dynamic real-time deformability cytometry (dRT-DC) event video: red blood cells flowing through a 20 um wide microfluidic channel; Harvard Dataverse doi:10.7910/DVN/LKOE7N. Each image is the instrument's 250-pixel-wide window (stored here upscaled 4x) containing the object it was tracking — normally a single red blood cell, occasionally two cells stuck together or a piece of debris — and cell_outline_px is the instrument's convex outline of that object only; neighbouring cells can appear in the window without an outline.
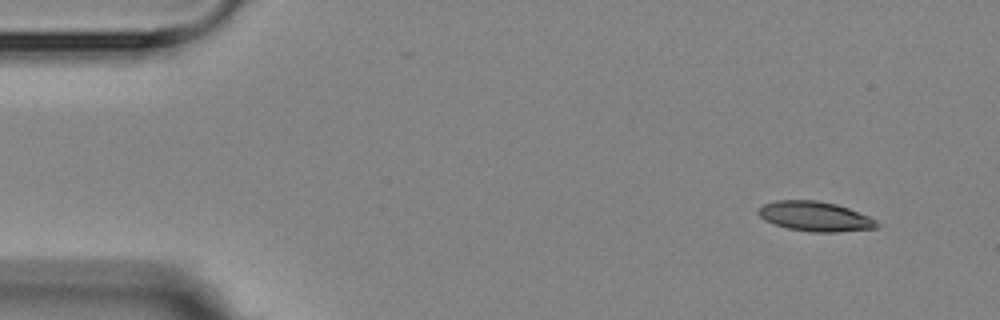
{"species": "Egyptian fruit bat (a non-hibernating species)", "species_latin": "Rousettus aegyptiacus", "temperature_condition": "room temperature", "stored_images_in_passage": 4, "camera_frame_rate_fps": 3000, "um_per_image_px": 0.085, "animal": {"sex": "female"}, "frame": {"image": 1, "passage_image": 1, "time_ms": 0.0, "image_size_px": [1000, 320], "cell_outline_px": [[880, 224], [876, 228], [840, 232], [812, 232], [788, 228], [764, 220], [756, 212], [764, 204], [776, 200], [816, 200], [836, 204], [848, 208], [868, 216], [876, 220]], "centroid_in_image_um": [69.29, 18.39], "position_along_channel_um": 15.7, "area_um2": 20.46}}